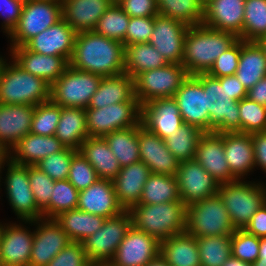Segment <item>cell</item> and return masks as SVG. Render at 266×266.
<instances>
[{
	"label": "cell",
	"instance_id": "cell-19",
	"mask_svg": "<svg viewBox=\"0 0 266 266\" xmlns=\"http://www.w3.org/2000/svg\"><path fill=\"white\" fill-rule=\"evenodd\" d=\"M189 26L169 17L154 16V29L148 43L154 46L168 63L181 64L184 40Z\"/></svg>",
	"mask_w": 266,
	"mask_h": 266
},
{
	"label": "cell",
	"instance_id": "cell-7",
	"mask_svg": "<svg viewBox=\"0 0 266 266\" xmlns=\"http://www.w3.org/2000/svg\"><path fill=\"white\" fill-rule=\"evenodd\" d=\"M195 238L232 235V225L224 202L218 194L186 206V230Z\"/></svg>",
	"mask_w": 266,
	"mask_h": 266
},
{
	"label": "cell",
	"instance_id": "cell-5",
	"mask_svg": "<svg viewBox=\"0 0 266 266\" xmlns=\"http://www.w3.org/2000/svg\"><path fill=\"white\" fill-rule=\"evenodd\" d=\"M218 195L224 202L235 229H244L266 202V183L238 179L220 184Z\"/></svg>",
	"mask_w": 266,
	"mask_h": 266
},
{
	"label": "cell",
	"instance_id": "cell-62",
	"mask_svg": "<svg viewBox=\"0 0 266 266\" xmlns=\"http://www.w3.org/2000/svg\"><path fill=\"white\" fill-rule=\"evenodd\" d=\"M222 266H252L251 263L242 261L232 255L223 263Z\"/></svg>",
	"mask_w": 266,
	"mask_h": 266
},
{
	"label": "cell",
	"instance_id": "cell-46",
	"mask_svg": "<svg viewBox=\"0 0 266 266\" xmlns=\"http://www.w3.org/2000/svg\"><path fill=\"white\" fill-rule=\"evenodd\" d=\"M49 204L42 210L43 218L54 219L59 214L77 209L79 191L67 180L54 181Z\"/></svg>",
	"mask_w": 266,
	"mask_h": 266
},
{
	"label": "cell",
	"instance_id": "cell-22",
	"mask_svg": "<svg viewBox=\"0 0 266 266\" xmlns=\"http://www.w3.org/2000/svg\"><path fill=\"white\" fill-rule=\"evenodd\" d=\"M141 123L163 140L184 124L173 98H157L142 105Z\"/></svg>",
	"mask_w": 266,
	"mask_h": 266
},
{
	"label": "cell",
	"instance_id": "cell-60",
	"mask_svg": "<svg viewBox=\"0 0 266 266\" xmlns=\"http://www.w3.org/2000/svg\"><path fill=\"white\" fill-rule=\"evenodd\" d=\"M226 91L230 95V98L235 101H240L247 96V89L236 75L226 76Z\"/></svg>",
	"mask_w": 266,
	"mask_h": 266
},
{
	"label": "cell",
	"instance_id": "cell-59",
	"mask_svg": "<svg viewBox=\"0 0 266 266\" xmlns=\"http://www.w3.org/2000/svg\"><path fill=\"white\" fill-rule=\"evenodd\" d=\"M244 230L258 238L266 237V202L252 216Z\"/></svg>",
	"mask_w": 266,
	"mask_h": 266
},
{
	"label": "cell",
	"instance_id": "cell-52",
	"mask_svg": "<svg viewBox=\"0 0 266 266\" xmlns=\"http://www.w3.org/2000/svg\"><path fill=\"white\" fill-rule=\"evenodd\" d=\"M28 177L36 204L42 211L49 204L54 180L36 166H28Z\"/></svg>",
	"mask_w": 266,
	"mask_h": 266
},
{
	"label": "cell",
	"instance_id": "cell-18",
	"mask_svg": "<svg viewBox=\"0 0 266 266\" xmlns=\"http://www.w3.org/2000/svg\"><path fill=\"white\" fill-rule=\"evenodd\" d=\"M159 254L160 241L132 226L109 264L111 266H146Z\"/></svg>",
	"mask_w": 266,
	"mask_h": 266
},
{
	"label": "cell",
	"instance_id": "cell-28",
	"mask_svg": "<svg viewBox=\"0 0 266 266\" xmlns=\"http://www.w3.org/2000/svg\"><path fill=\"white\" fill-rule=\"evenodd\" d=\"M224 155L231 174L238 180L255 170L254 147L251 134L223 132Z\"/></svg>",
	"mask_w": 266,
	"mask_h": 266
},
{
	"label": "cell",
	"instance_id": "cell-54",
	"mask_svg": "<svg viewBox=\"0 0 266 266\" xmlns=\"http://www.w3.org/2000/svg\"><path fill=\"white\" fill-rule=\"evenodd\" d=\"M47 266H92L81 242L72 241Z\"/></svg>",
	"mask_w": 266,
	"mask_h": 266
},
{
	"label": "cell",
	"instance_id": "cell-11",
	"mask_svg": "<svg viewBox=\"0 0 266 266\" xmlns=\"http://www.w3.org/2000/svg\"><path fill=\"white\" fill-rule=\"evenodd\" d=\"M188 77L182 64L167 65L140 73L134 79L135 97L142 106L157 98H173Z\"/></svg>",
	"mask_w": 266,
	"mask_h": 266
},
{
	"label": "cell",
	"instance_id": "cell-36",
	"mask_svg": "<svg viewBox=\"0 0 266 266\" xmlns=\"http://www.w3.org/2000/svg\"><path fill=\"white\" fill-rule=\"evenodd\" d=\"M55 136L65 147L79 150L83 141L89 137L86 126V110L76 107H61Z\"/></svg>",
	"mask_w": 266,
	"mask_h": 266
},
{
	"label": "cell",
	"instance_id": "cell-34",
	"mask_svg": "<svg viewBox=\"0 0 266 266\" xmlns=\"http://www.w3.org/2000/svg\"><path fill=\"white\" fill-rule=\"evenodd\" d=\"M160 255L169 266H200L197 240L186 231L160 241Z\"/></svg>",
	"mask_w": 266,
	"mask_h": 266
},
{
	"label": "cell",
	"instance_id": "cell-26",
	"mask_svg": "<svg viewBox=\"0 0 266 266\" xmlns=\"http://www.w3.org/2000/svg\"><path fill=\"white\" fill-rule=\"evenodd\" d=\"M77 209L104 218L114 217L125 211L115 194L113 182L104 179H98L88 188L79 191Z\"/></svg>",
	"mask_w": 266,
	"mask_h": 266
},
{
	"label": "cell",
	"instance_id": "cell-48",
	"mask_svg": "<svg viewBox=\"0 0 266 266\" xmlns=\"http://www.w3.org/2000/svg\"><path fill=\"white\" fill-rule=\"evenodd\" d=\"M240 132L253 134L266 131V107L250 99L239 101Z\"/></svg>",
	"mask_w": 266,
	"mask_h": 266
},
{
	"label": "cell",
	"instance_id": "cell-63",
	"mask_svg": "<svg viewBox=\"0 0 266 266\" xmlns=\"http://www.w3.org/2000/svg\"><path fill=\"white\" fill-rule=\"evenodd\" d=\"M146 266H169L166 260L159 254L152 259Z\"/></svg>",
	"mask_w": 266,
	"mask_h": 266
},
{
	"label": "cell",
	"instance_id": "cell-21",
	"mask_svg": "<svg viewBox=\"0 0 266 266\" xmlns=\"http://www.w3.org/2000/svg\"><path fill=\"white\" fill-rule=\"evenodd\" d=\"M76 35L77 32L62 17L53 26L30 39L24 47L43 55L62 56L69 62Z\"/></svg>",
	"mask_w": 266,
	"mask_h": 266
},
{
	"label": "cell",
	"instance_id": "cell-40",
	"mask_svg": "<svg viewBox=\"0 0 266 266\" xmlns=\"http://www.w3.org/2000/svg\"><path fill=\"white\" fill-rule=\"evenodd\" d=\"M182 202L176 176L151 173L144 184L139 204Z\"/></svg>",
	"mask_w": 266,
	"mask_h": 266
},
{
	"label": "cell",
	"instance_id": "cell-47",
	"mask_svg": "<svg viewBox=\"0 0 266 266\" xmlns=\"http://www.w3.org/2000/svg\"><path fill=\"white\" fill-rule=\"evenodd\" d=\"M60 115L61 106L51 100L34 106L30 132L41 136L55 135Z\"/></svg>",
	"mask_w": 266,
	"mask_h": 266
},
{
	"label": "cell",
	"instance_id": "cell-9",
	"mask_svg": "<svg viewBox=\"0 0 266 266\" xmlns=\"http://www.w3.org/2000/svg\"><path fill=\"white\" fill-rule=\"evenodd\" d=\"M102 76L67 66L50 86V100L61 107L86 109L97 91Z\"/></svg>",
	"mask_w": 266,
	"mask_h": 266
},
{
	"label": "cell",
	"instance_id": "cell-43",
	"mask_svg": "<svg viewBox=\"0 0 266 266\" xmlns=\"http://www.w3.org/2000/svg\"><path fill=\"white\" fill-rule=\"evenodd\" d=\"M200 266H222L232 255L231 235L203 236L196 238Z\"/></svg>",
	"mask_w": 266,
	"mask_h": 266
},
{
	"label": "cell",
	"instance_id": "cell-61",
	"mask_svg": "<svg viewBox=\"0 0 266 266\" xmlns=\"http://www.w3.org/2000/svg\"><path fill=\"white\" fill-rule=\"evenodd\" d=\"M246 97L266 107V76L247 90Z\"/></svg>",
	"mask_w": 266,
	"mask_h": 266
},
{
	"label": "cell",
	"instance_id": "cell-13",
	"mask_svg": "<svg viewBox=\"0 0 266 266\" xmlns=\"http://www.w3.org/2000/svg\"><path fill=\"white\" fill-rule=\"evenodd\" d=\"M7 172L4 188L9 205L13 209L17 219L21 221H33L43 218L42 211L38 208L28 177V166L12 162L8 157L5 159Z\"/></svg>",
	"mask_w": 266,
	"mask_h": 266
},
{
	"label": "cell",
	"instance_id": "cell-66",
	"mask_svg": "<svg viewBox=\"0 0 266 266\" xmlns=\"http://www.w3.org/2000/svg\"><path fill=\"white\" fill-rule=\"evenodd\" d=\"M252 266H266V257L257 258V260L252 264Z\"/></svg>",
	"mask_w": 266,
	"mask_h": 266
},
{
	"label": "cell",
	"instance_id": "cell-29",
	"mask_svg": "<svg viewBox=\"0 0 266 266\" xmlns=\"http://www.w3.org/2000/svg\"><path fill=\"white\" fill-rule=\"evenodd\" d=\"M65 145L55 135L41 136L29 132L12 148L7 157L14 163L35 166L45 157L64 150Z\"/></svg>",
	"mask_w": 266,
	"mask_h": 266
},
{
	"label": "cell",
	"instance_id": "cell-17",
	"mask_svg": "<svg viewBox=\"0 0 266 266\" xmlns=\"http://www.w3.org/2000/svg\"><path fill=\"white\" fill-rule=\"evenodd\" d=\"M173 99L177 103L183 123L209 132L210 117L206 108V94L202 83L194 75H188Z\"/></svg>",
	"mask_w": 266,
	"mask_h": 266
},
{
	"label": "cell",
	"instance_id": "cell-32",
	"mask_svg": "<svg viewBox=\"0 0 266 266\" xmlns=\"http://www.w3.org/2000/svg\"><path fill=\"white\" fill-rule=\"evenodd\" d=\"M123 102H138L135 97L134 78L127 73L102 77L87 108H103Z\"/></svg>",
	"mask_w": 266,
	"mask_h": 266
},
{
	"label": "cell",
	"instance_id": "cell-10",
	"mask_svg": "<svg viewBox=\"0 0 266 266\" xmlns=\"http://www.w3.org/2000/svg\"><path fill=\"white\" fill-rule=\"evenodd\" d=\"M131 227L132 218L128 210L106 218L102 228L82 242L88 261L92 265L108 264Z\"/></svg>",
	"mask_w": 266,
	"mask_h": 266
},
{
	"label": "cell",
	"instance_id": "cell-53",
	"mask_svg": "<svg viewBox=\"0 0 266 266\" xmlns=\"http://www.w3.org/2000/svg\"><path fill=\"white\" fill-rule=\"evenodd\" d=\"M241 54V39L239 38L230 48L222 53L207 72L209 76L220 78L235 75Z\"/></svg>",
	"mask_w": 266,
	"mask_h": 266
},
{
	"label": "cell",
	"instance_id": "cell-23",
	"mask_svg": "<svg viewBox=\"0 0 266 266\" xmlns=\"http://www.w3.org/2000/svg\"><path fill=\"white\" fill-rule=\"evenodd\" d=\"M245 0H204L202 24L242 39Z\"/></svg>",
	"mask_w": 266,
	"mask_h": 266
},
{
	"label": "cell",
	"instance_id": "cell-42",
	"mask_svg": "<svg viewBox=\"0 0 266 266\" xmlns=\"http://www.w3.org/2000/svg\"><path fill=\"white\" fill-rule=\"evenodd\" d=\"M203 134L204 132L196 126L184 123L175 134H170L164 141L169 151L180 162H183L194 159L199 140Z\"/></svg>",
	"mask_w": 266,
	"mask_h": 266
},
{
	"label": "cell",
	"instance_id": "cell-50",
	"mask_svg": "<svg viewBox=\"0 0 266 266\" xmlns=\"http://www.w3.org/2000/svg\"><path fill=\"white\" fill-rule=\"evenodd\" d=\"M259 243L260 238L244 229H236L231 235L232 256L253 264L259 255Z\"/></svg>",
	"mask_w": 266,
	"mask_h": 266
},
{
	"label": "cell",
	"instance_id": "cell-45",
	"mask_svg": "<svg viewBox=\"0 0 266 266\" xmlns=\"http://www.w3.org/2000/svg\"><path fill=\"white\" fill-rule=\"evenodd\" d=\"M129 22L130 16L117 3H112L98 20L93 31L96 34L119 41L125 47V34Z\"/></svg>",
	"mask_w": 266,
	"mask_h": 266
},
{
	"label": "cell",
	"instance_id": "cell-6",
	"mask_svg": "<svg viewBox=\"0 0 266 266\" xmlns=\"http://www.w3.org/2000/svg\"><path fill=\"white\" fill-rule=\"evenodd\" d=\"M203 85L210 123L209 132H240L239 101L226 91V76L214 78L207 73L194 75Z\"/></svg>",
	"mask_w": 266,
	"mask_h": 266
},
{
	"label": "cell",
	"instance_id": "cell-49",
	"mask_svg": "<svg viewBox=\"0 0 266 266\" xmlns=\"http://www.w3.org/2000/svg\"><path fill=\"white\" fill-rule=\"evenodd\" d=\"M78 150L66 147L59 153L51 154L40 160L35 166L54 181L68 178L73 156Z\"/></svg>",
	"mask_w": 266,
	"mask_h": 266
},
{
	"label": "cell",
	"instance_id": "cell-30",
	"mask_svg": "<svg viewBox=\"0 0 266 266\" xmlns=\"http://www.w3.org/2000/svg\"><path fill=\"white\" fill-rule=\"evenodd\" d=\"M150 174L149 167L142 161L121 167L112 182L115 194L124 210L139 204L144 184Z\"/></svg>",
	"mask_w": 266,
	"mask_h": 266
},
{
	"label": "cell",
	"instance_id": "cell-44",
	"mask_svg": "<svg viewBox=\"0 0 266 266\" xmlns=\"http://www.w3.org/2000/svg\"><path fill=\"white\" fill-rule=\"evenodd\" d=\"M266 37V0H245L242 40L258 42Z\"/></svg>",
	"mask_w": 266,
	"mask_h": 266
},
{
	"label": "cell",
	"instance_id": "cell-65",
	"mask_svg": "<svg viewBox=\"0 0 266 266\" xmlns=\"http://www.w3.org/2000/svg\"><path fill=\"white\" fill-rule=\"evenodd\" d=\"M6 158H7V154L0 148V183H1V179H2V177H1L2 171L1 170L5 169L4 166H5V159ZM0 186H1V184H0Z\"/></svg>",
	"mask_w": 266,
	"mask_h": 266
},
{
	"label": "cell",
	"instance_id": "cell-8",
	"mask_svg": "<svg viewBox=\"0 0 266 266\" xmlns=\"http://www.w3.org/2000/svg\"><path fill=\"white\" fill-rule=\"evenodd\" d=\"M62 18L61 0H25L21 17L7 36L12 47L24 46Z\"/></svg>",
	"mask_w": 266,
	"mask_h": 266
},
{
	"label": "cell",
	"instance_id": "cell-4",
	"mask_svg": "<svg viewBox=\"0 0 266 266\" xmlns=\"http://www.w3.org/2000/svg\"><path fill=\"white\" fill-rule=\"evenodd\" d=\"M128 211L135 229L159 241L186 230V205L183 202L136 204Z\"/></svg>",
	"mask_w": 266,
	"mask_h": 266
},
{
	"label": "cell",
	"instance_id": "cell-51",
	"mask_svg": "<svg viewBox=\"0 0 266 266\" xmlns=\"http://www.w3.org/2000/svg\"><path fill=\"white\" fill-rule=\"evenodd\" d=\"M93 166L78 151L72 158L67 180L78 190L82 191L98 180Z\"/></svg>",
	"mask_w": 266,
	"mask_h": 266
},
{
	"label": "cell",
	"instance_id": "cell-3",
	"mask_svg": "<svg viewBox=\"0 0 266 266\" xmlns=\"http://www.w3.org/2000/svg\"><path fill=\"white\" fill-rule=\"evenodd\" d=\"M0 55V103L36 106L50 100V85ZM12 60V61H11Z\"/></svg>",
	"mask_w": 266,
	"mask_h": 266
},
{
	"label": "cell",
	"instance_id": "cell-39",
	"mask_svg": "<svg viewBox=\"0 0 266 266\" xmlns=\"http://www.w3.org/2000/svg\"><path fill=\"white\" fill-rule=\"evenodd\" d=\"M138 129L139 125L115 130L104 136L121 167L140 161Z\"/></svg>",
	"mask_w": 266,
	"mask_h": 266
},
{
	"label": "cell",
	"instance_id": "cell-25",
	"mask_svg": "<svg viewBox=\"0 0 266 266\" xmlns=\"http://www.w3.org/2000/svg\"><path fill=\"white\" fill-rule=\"evenodd\" d=\"M194 159L219 184L237 180L231 174L224 155L223 133L204 132L199 140Z\"/></svg>",
	"mask_w": 266,
	"mask_h": 266
},
{
	"label": "cell",
	"instance_id": "cell-31",
	"mask_svg": "<svg viewBox=\"0 0 266 266\" xmlns=\"http://www.w3.org/2000/svg\"><path fill=\"white\" fill-rule=\"evenodd\" d=\"M62 17L77 32L93 31L112 0H61Z\"/></svg>",
	"mask_w": 266,
	"mask_h": 266
},
{
	"label": "cell",
	"instance_id": "cell-15",
	"mask_svg": "<svg viewBox=\"0 0 266 266\" xmlns=\"http://www.w3.org/2000/svg\"><path fill=\"white\" fill-rule=\"evenodd\" d=\"M34 225L33 248L30 266H47L48 263L72 241L55 219H37L28 221Z\"/></svg>",
	"mask_w": 266,
	"mask_h": 266
},
{
	"label": "cell",
	"instance_id": "cell-12",
	"mask_svg": "<svg viewBox=\"0 0 266 266\" xmlns=\"http://www.w3.org/2000/svg\"><path fill=\"white\" fill-rule=\"evenodd\" d=\"M85 110L89 137H104L115 130L131 128L141 123L139 102H123Z\"/></svg>",
	"mask_w": 266,
	"mask_h": 266
},
{
	"label": "cell",
	"instance_id": "cell-67",
	"mask_svg": "<svg viewBox=\"0 0 266 266\" xmlns=\"http://www.w3.org/2000/svg\"><path fill=\"white\" fill-rule=\"evenodd\" d=\"M258 43L262 46L265 54H266V37L262 38Z\"/></svg>",
	"mask_w": 266,
	"mask_h": 266
},
{
	"label": "cell",
	"instance_id": "cell-57",
	"mask_svg": "<svg viewBox=\"0 0 266 266\" xmlns=\"http://www.w3.org/2000/svg\"><path fill=\"white\" fill-rule=\"evenodd\" d=\"M117 4L130 17H154L159 14L156 0H120Z\"/></svg>",
	"mask_w": 266,
	"mask_h": 266
},
{
	"label": "cell",
	"instance_id": "cell-56",
	"mask_svg": "<svg viewBox=\"0 0 266 266\" xmlns=\"http://www.w3.org/2000/svg\"><path fill=\"white\" fill-rule=\"evenodd\" d=\"M25 0H0V16L3 18V33L9 35L21 17Z\"/></svg>",
	"mask_w": 266,
	"mask_h": 266
},
{
	"label": "cell",
	"instance_id": "cell-69",
	"mask_svg": "<svg viewBox=\"0 0 266 266\" xmlns=\"http://www.w3.org/2000/svg\"><path fill=\"white\" fill-rule=\"evenodd\" d=\"M120 0H112L113 3H118Z\"/></svg>",
	"mask_w": 266,
	"mask_h": 266
},
{
	"label": "cell",
	"instance_id": "cell-20",
	"mask_svg": "<svg viewBox=\"0 0 266 266\" xmlns=\"http://www.w3.org/2000/svg\"><path fill=\"white\" fill-rule=\"evenodd\" d=\"M140 161L151 173L176 176L180 161L169 151L158 135L139 124L138 129Z\"/></svg>",
	"mask_w": 266,
	"mask_h": 266
},
{
	"label": "cell",
	"instance_id": "cell-2",
	"mask_svg": "<svg viewBox=\"0 0 266 266\" xmlns=\"http://www.w3.org/2000/svg\"><path fill=\"white\" fill-rule=\"evenodd\" d=\"M239 38L203 24L190 26L184 40L181 64L188 75L207 73L215 60Z\"/></svg>",
	"mask_w": 266,
	"mask_h": 266
},
{
	"label": "cell",
	"instance_id": "cell-33",
	"mask_svg": "<svg viewBox=\"0 0 266 266\" xmlns=\"http://www.w3.org/2000/svg\"><path fill=\"white\" fill-rule=\"evenodd\" d=\"M93 166L99 179L113 181L121 166L104 137H88L78 150Z\"/></svg>",
	"mask_w": 266,
	"mask_h": 266
},
{
	"label": "cell",
	"instance_id": "cell-37",
	"mask_svg": "<svg viewBox=\"0 0 266 266\" xmlns=\"http://www.w3.org/2000/svg\"><path fill=\"white\" fill-rule=\"evenodd\" d=\"M54 219L71 241L82 243L102 228L106 218L79 209H72L62 212Z\"/></svg>",
	"mask_w": 266,
	"mask_h": 266
},
{
	"label": "cell",
	"instance_id": "cell-68",
	"mask_svg": "<svg viewBox=\"0 0 266 266\" xmlns=\"http://www.w3.org/2000/svg\"><path fill=\"white\" fill-rule=\"evenodd\" d=\"M92 266H111V265L108 263V264H94Z\"/></svg>",
	"mask_w": 266,
	"mask_h": 266
},
{
	"label": "cell",
	"instance_id": "cell-58",
	"mask_svg": "<svg viewBox=\"0 0 266 266\" xmlns=\"http://www.w3.org/2000/svg\"><path fill=\"white\" fill-rule=\"evenodd\" d=\"M254 147L255 167L266 173V131L251 134ZM258 166V167H257Z\"/></svg>",
	"mask_w": 266,
	"mask_h": 266
},
{
	"label": "cell",
	"instance_id": "cell-41",
	"mask_svg": "<svg viewBox=\"0 0 266 266\" xmlns=\"http://www.w3.org/2000/svg\"><path fill=\"white\" fill-rule=\"evenodd\" d=\"M159 14L178 20L187 26L200 25L204 0H156Z\"/></svg>",
	"mask_w": 266,
	"mask_h": 266
},
{
	"label": "cell",
	"instance_id": "cell-38",
	"mask_svg": "<svg viewBox=\"0 0 266 266\" xmlns=\"http://www.w3.org/2000/svg\"><path fill=\"white\" fill-rule=\"evenodd\" d=\"M166 59L150 43L125 46L124 73L136 78L140 73L167 65Z\"/></svg>",
	"mask_w": 266,
	"mask_h": 266
},
{
	"label": "cell",
	"instance_id": "cell-27",
	"mask_svg": "<svg viewBox=\"0 0 266 266\" xmlns=\"http://www.w3.org/2000/svg\"><path fill=\"white\" fill-rule=\"evenodd\" d=\"M11 58L28 73L42 78L50 86L63 74L69 62L62 56L35 53L24 46L9 49Z\"/></svg>",
	"mask_w": 266,
	"mask_h": 266
},
{
	"label": "cell",
	"instance_id": "cell-35",
	"mask_svg": "<svg viewBox=\"0 0 266 266\" xmlns=\"http://www.w3.org/2000/svg\"><path fill=\"white\" fill-rule=\"evenodd\" d=\"M235 75L247 90L266 76V54L258 42L241 39V54Z\"/></svg>",
	"mask_w": 266,
	"mask_h": 266
},
{
	"label": "cell",
	"instance_id": "cell-1",
	"mask_svg": "<svg viewBox=\"0 0 266 266\" xmlns=\"http://www.w3.org/2000/svg\"><path fill=\"white\" fill-rule=\"evenodd\" d=\"M124 44L96 34L94 31L76 35L69 66L102 77L124 73Z\"/></svg>",
	"mask_w": 266,
	"mask_h": 266
},
{
	"label": "cell",
	"instance_id": "cell-16",
	"mask_svg": "<svg viewBox=\"0 0 266 266\" xmlns=\"http://www.w3.org/2000/svg\"><path fill=\"white\" fill-rule=\"evenodd\" d=\"M21 223H0V260L2 266H30L34 230Z\"/></svg>",
	"mask_w": 266,
	"mask_h": 266
},
{
	"label": "cell",
	"instance_id": "cell-14",
	"mask_svg": "<svg viewBox=\"0 0 266 266\" xmlns=\"http://www.w3.org/2000/svg\"><path fill=\"white\" fill-rule=\"evenodd\" d=\"M176 178L186 206L218 194L220 184L195 159L180 162Z\"/></svg>",
	"mask_w": 266,
	"mask_h": 266
},
{
	"label": "cell",
	"instance_id": "cell-64",
	"mask_svg": "<svg viewBox=\"0 0 266 266\" xmlns=\"http://www.w3.org/2000/svg\"><path fill=\"white\" fill-rule=\"evenodd\" d=\"M266 257V237L260 238L258 258Z\"/></svg>",
	"mask_w": 266,
	"mask_h": 266
},
{
	"label": "cell",
	"instance_id": "cell-24",
	"mask_svg": "<svg viewBox=\"0 0 266 266\" xmlns=\"http://www.w3.org/2000/svg\"><path fill=\"white\" fill-rule=\"evenodd\" d=\"M34 106L0 103V148L8 154L31 130Z\"/></svg>",
	"mask_w": 266,
	"mask_h": 266
},
{
	"label": "cell",
	"instance_id": "cell-55",
	"mask_svg": "<svg viewBox=\"0 0 266 266\" xmlns=\"http://www.w3.org/2000/svg\"><path fill=\"white\" fill-rule=\"evenodd\" d=\"M154 29V17H130L125 34V46L148 43Z\"/></svg>",
	"mask_w": 266,
	"mask_h": 266
}]
</instances>
